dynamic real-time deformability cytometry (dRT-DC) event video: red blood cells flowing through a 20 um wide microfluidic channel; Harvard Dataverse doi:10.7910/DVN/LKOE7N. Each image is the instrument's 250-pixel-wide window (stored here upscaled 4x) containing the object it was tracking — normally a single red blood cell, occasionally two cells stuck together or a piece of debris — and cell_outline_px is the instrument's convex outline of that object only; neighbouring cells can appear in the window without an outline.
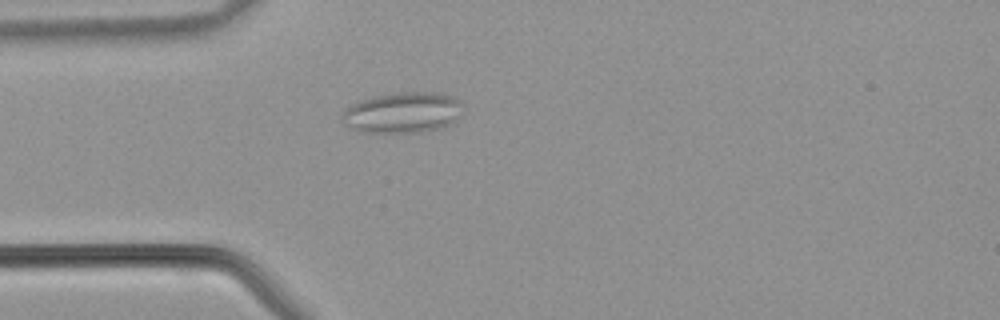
{"species": "common noctule bat (a hibernating species)", "species_latin": "Nyctalus noctula", "temperature_condition": "warm", "stored_images_in_passage": 34, "camera_frame_rate_fps": 3000, "um_per_image_px": 0.085, "animal": {"sex": "male", "body_mass_g": 21.5, "forearm_length_mm": 52.0}, "frame": {"image": 1, "passage_image": 11, "time_ms": 3.333, "image_size_px": [1000, 320], "cell_outline_px": [[464, 104], [456, 120], [444, 128], [424, 132], [360, 132], [344, 124], [344, 112], [352, 104], [360, 100], [372, 96], [392, 92], [444, 92], [460, 100]], "centroid_in_image_um": [34.3, 9.55], "position_along_channel_um": 50.7, "area_um2": 29.02}}
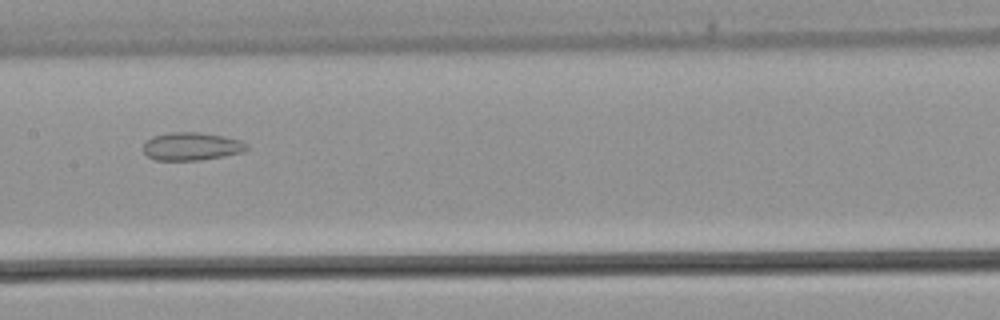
{"frame": {"image": 2, "passage_image": 20, "time_ms": 6.333, "image_size_px": [1000, 320], "cell_outline_px": [[248, 148], [244, 152], [224, 156], [200, 160], [156, 160], [148, 156], [144, 152], [144, 140], [152, 136], [168, 132], [200, 132], [224, 136], [240, 140], [248, 144]], "centroid_in_image_um": [16.28, 12.43], "position_along_channel_um": 191.1, "area_um2": 17.05}}
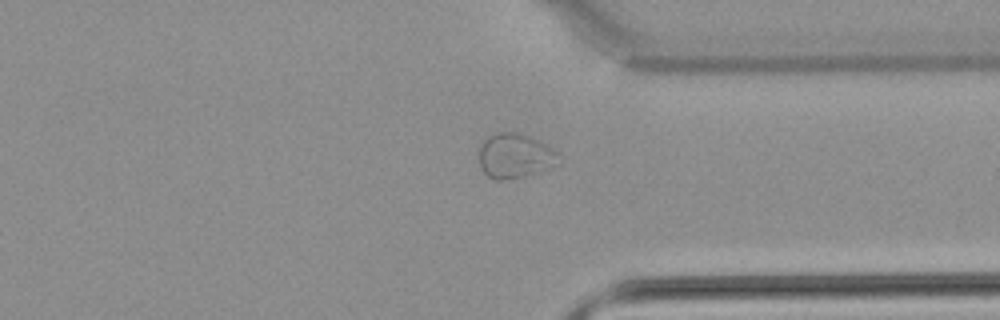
{"frame": {"image": 3, "passage_image": 31, "time_ms": 10.0, "image_size_px": [1000, 320], "cell_outline_px": [[556, 164], [536, 172], [524, 176], [504, 180], [496, 180], [488, 176], [480, 168], [480, 144], [488, 136], [496, 132], [516, 132], [528, 136], [544, 144], [556, 152]], "centroid_in_image_um": [43.68, 13.24], "position_along_channel_um": 367.7, "area_um2": 20.17}}